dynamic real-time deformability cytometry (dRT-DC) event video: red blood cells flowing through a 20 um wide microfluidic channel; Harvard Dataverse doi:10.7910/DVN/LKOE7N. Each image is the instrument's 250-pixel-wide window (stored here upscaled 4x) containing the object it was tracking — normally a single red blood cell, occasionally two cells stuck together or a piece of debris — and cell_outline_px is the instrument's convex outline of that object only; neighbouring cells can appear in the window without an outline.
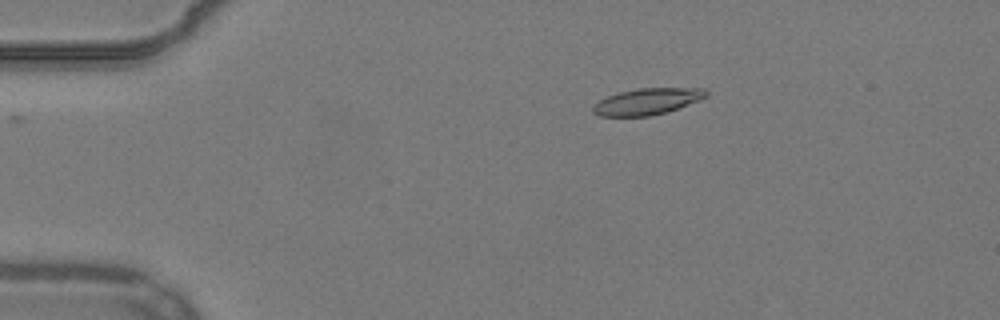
{"species": "common noctule bat (a hibernating species)", "species_latin": "Nyctalus noctula", "temperature_condition": "warm", "stored_images_in_passage": 16, "camera_frame_rate_fps": 3000, "um_per_image_px": 0.085, "animal": {"sex": "male", "body_mass_g": 19.2, "forearm_length_mm": 51.8}, "frame": {"image": 1, "passage_image": 1, "time_ms": 0.0, "image_size_px": [1000, 320], "cell_outline_px": [[708, 96], [676, 108], [664, 112], [648, 116], [600, 116], [592, 112], [592, 108], [600, 100], [608, 96], [620, 92], [636, 88], [704, 88], [708, 92]], "centroid_in_image_um": [54.99, 8.61], "position_along_channel_um": 30.0, "area_um2": 17.05}}
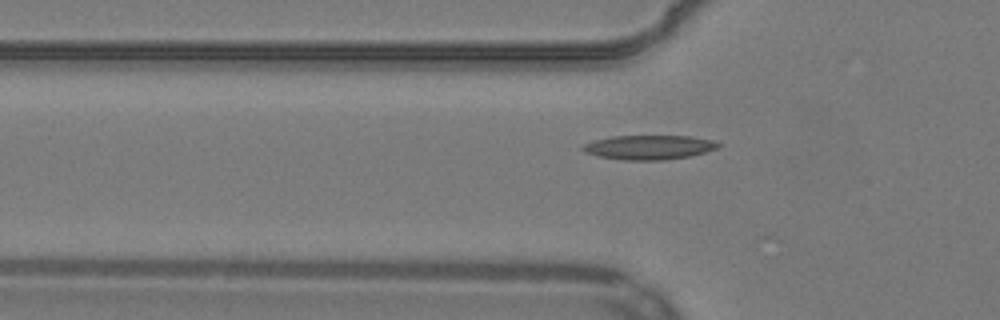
{"frame": {"image": 2, "passage_image": 9, "time_ms": 2.667, "image_size_px": [1000, 320], "cell_outline_px": [[720, 148], [692, 156], [664, 160], [624, 160], [600, 156], [584, 152], [580, 148], [584, 144], [596, 140], [612, 136], [692, 136], [712, 140], [720, 144]], "centroid_in_image_um": [55.21, 12.52], "position_along_channel_um": 70.6, "area_um2": 19.25}}
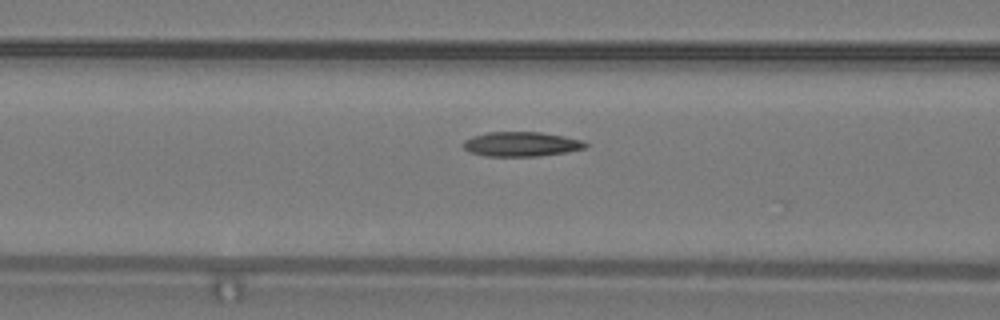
{"frame": {"image": 3, "passage_image": 13, "time_ms": 4.0, "image_size_px": [1000, 320], "cell_outline_px": [[588, 144], [584, 148], [564, 152], [540, 156], [484, 156], [468, 152], [464, 148], [464, 140], [472, 136], [488, 132], [540, 132], [564, 136], [584, 140]], "centroid_in_image_um": [44.29, 12.25], "position_along_channel_um": 122.3, "area_um2": 17.51}}